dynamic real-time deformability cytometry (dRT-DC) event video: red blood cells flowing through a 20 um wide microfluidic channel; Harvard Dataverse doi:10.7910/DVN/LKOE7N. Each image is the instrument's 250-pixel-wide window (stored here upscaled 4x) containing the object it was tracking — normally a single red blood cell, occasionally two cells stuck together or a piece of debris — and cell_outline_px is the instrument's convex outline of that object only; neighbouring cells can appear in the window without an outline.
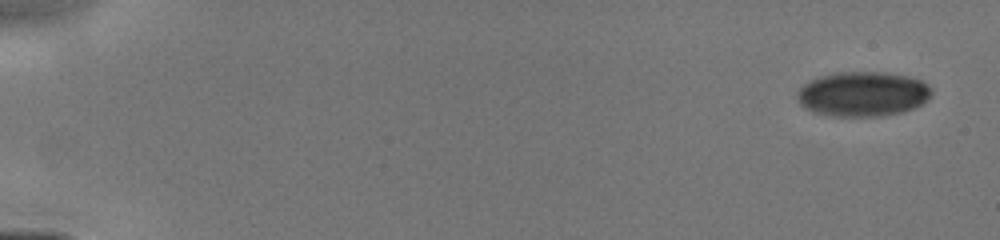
{"species": "human", "species_latin": "Homo sapiens", "temperature_condition": "cold", "stored_images_in_passage": 6, "camera_frame_rate_fps": 3000, "um_per_image_px": 0.085, "donor": {"sex": "male"}, "frame": {"image": 1, "passage_image": 1, "time_ms": 0.0, "image_size_px": [1000, 240], "cell_outline_px": [[932, 96], [928, 100], [916, 108], [904, 112], [884, 116], [832, 116], [812, 112], [804, 108], [800, 104], [796, 96], [796, 92], [808, 80], [820, 76], [840, 72], [884, 72], [908, 76], [920, 80], [928, 84], [932, 88]], "centroid_in_image_um": [73.36, 8.0], "position_along_channel_um": 11.6, "area_um2": 35.6}}
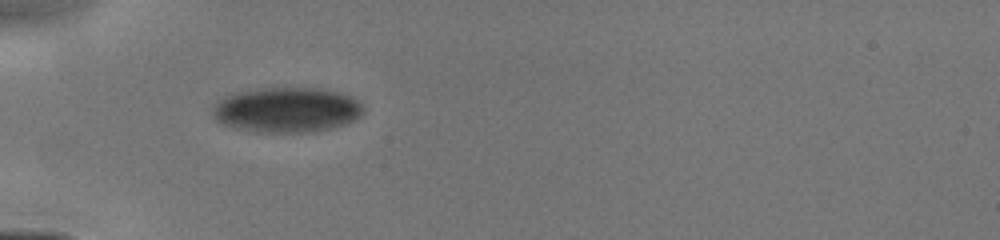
{"frame": {"image": 2, "passage_image": 5, "time_ms": 4.667, "image_size_px": [1000, 240], "cell_outline_px": [[364, 112], [352, 120], [344, 124], [328, 128], [300, 132], [260, 132], [236, 128], [224, 124], [216, 120], [212, 116], [212, 108], [224, 96], [236, 92], [264, 88], [320, 88], [340, 92], [364, 104]], "centroid_in_image_um": [24.35, 9.32], "position_along_channel_um": 60.6, "area_um2": 39.25}}
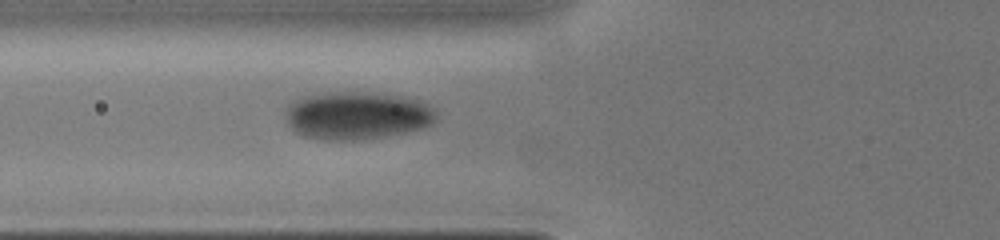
{"frame": {"image": 3, "passage_image": 6, "time_ms": 5.667, "image_size_px": [1000, 240], "cell_outline_px": [[436, 120], [420, 128], [404, 132], [356, 140], [320, 140], [304, 136], [296, 132], [288, 124], [288, 104], [296, 100], [308, 96], [336, 92], [360, 92], [400, 96], [416, 100], [428, 104], [436, 108]], "centroid_in_image_um": [30.36, 9.83], "position_along_channel_um": 95.4, "area_um2": 41.21}}